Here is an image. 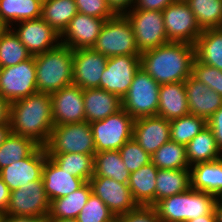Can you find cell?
<instances>
[{
    "label": "cell",
    "instance_id": "6da1fadb",
    "mask_svg": "<svg viewBox=\"0 0 222 222\" xmlns=\"http://www.w3.org/2000/svg\"><path fill=\"white\" fill-rule=\"evenodd\" d=\"M141 68L160 85L185 82L192 75L194 45L169 41L140 54Z\"/></svg>",
    "mask_w": 222,
    "mask_h": 222
},
{
    "label": "cell",
    "instance_id": "7a4b0ae2",
    "mask_svg": "<svg viewBox=\"0 0 222 222\" xmlns=\"http://www.w3.org/2000/svg\"><path fill=\"white\" fill-rule=\"evenodd\" d=\"M11 132L45 146L54 127L50 94L37 92L11 103Z\"/></svg>",
    "mask_w": 222,
    "mask_h": 222
},
{
    "label": "cell",
    "instance_id": "3957f363",
    "mask_svg": "<svg viewBox=\"0 0 222 222\" xmlns=\"http://www.w3.org/2000/svg\"><path fill=\"white\" fill-rule=\"evenodd\" d=\"M34 60L38 92L52 94L73 84V49L60 43Z\"/></svg>",
    "mask_w": 222,
    "mask_h": 222
},
{
    "label": "cell",
    "instance_id": "277c9868",
    "mask_svg": "<svg viewBox=\"0 0 222 222\" xmlns=\"http://www.w3.org/2000/svg\"><path fill=\"white\" fill-rule=\"evenodd\" d=\"M215 200L214 195L190 187L183 193L158 201L153 207L162 222H187L209 214Z\"/></svg>",
    "mask_w": 222,
    "mask_h": 222
},
{
    "label": "cell",
    "instance_id": "5b68a950",
    "mask_svg": "<svg viewBox=\"0 0 222 222\" xmlns=\"http://www.w3.org/2000/svg\"><path fill=\"white\" fill-rule=\"evenodd\" d=\"M92 48L107 58L141 54L136 45L130 21L126 15L118 14L105 21Z\"/></svg>",
    "mask_w": 222,
    "mask_h": 222
},
{
    "label": "cell",
    "instance_id": "8992f818",
    "mask_svg": "<svg viewBox=\"0 0 222 222\" xmlns=\"http://www.w3.org/2000/svg\"><path fill=\"white\" fill-rule=\"evenodd\" d=\"M44 147L47 154L96 153L91 125L86 121L54 125Z\"/></svg>",
    "mask_w": 222,
    "mask_h": 222
},
{
    "label": "cell",
    "instance_id": "52a82bcc",
    "mask_svg": "<svg viewBox=\"0 0 222 222\" xmlns=\"http://www.w3.org/2000/svg\"><path fill=\"white\" fill-rule=\"evenodd\" d=\"M160 86L140 67L122 99L123 109L134 119L158 115Z\"/></svg>",
    "mask_w": 222,
    "mask_h": 222
},
{
    "label": "cell",
    "instance_id": "ba28073f",
    "mask_svg": "<svg viewBox=\"0 0 222 222\" xmlns=\"http://www.w3.org/2000/svg\"><path fill=\"white\" fill-rule=\"evenodd\" d=\"M135 119L124 109L107 118L90 123L96 152L119 150L133 138Z\"/></svg>",
    "mask_w": 222,
    "mask_h": 222
},
{
    "label": "cell",
    "instance_id": "9c48e42d",
    "mask_svg": "<svg viewBox=\"0 0 222 222\" xmlns=\"http://www.w3.org/2000/svg\"><path fill=\"white\" fill-rule=\"evenodd\" d=\"M125 15L133 27L136 45L141 53L169 42L162 11L133 7Z\"/></svg>",
    "mask_w": 222,
    "mask_h": 222
},
{
    "label": "cell",
    "instance_id": "30bf717a",
    "mask_svg": "<svg viewBox=\"0 0 222 222\" xmlns=\"http://www.w3.org/2000/svg\"><path fill=\"white\" fill-rule=\"evenodd\" d=\"M34 56L0 70V95L10 103L37 93Z\"/></svg>",
    "mask_w": 222,
    "mask_h": 222
},
{
    "label": "cell",
    "instance_id": "8fae6325",
    "mask_svg": "<svg viewBox=\"0 0 222 222\" xmlns=\"http://www.w3.org/2000/svg\"><path fill=\"white\" fill-rule=\"evenodd\" d=\"M169 41L195 44L203 30L185 0H175L162 11Z\"/></svg>",
    "mask_w": 222,
    "mask_h": 222
},
{
    "label": "cell",
    "instance_id": "7c38bea8",
    "mask_svg": "<svg viewBox=\"0 0 222 222\" xmlns=\"http://www.w3.org/2000/svg\"><path fill=\"white\" fill-rule=\"evenodd\" d=\"M50 200L43 179L31 181L10 192V201L5 215L40 217L48 216Z\"/></svg>",
    "mask_w": 222,
    "mask_h": 222
},
{
    "label": "cell",
    "instance_id": "4fadbf2b",
    "mask_svg": "<svg viewBox=\"0 0 222 222\" xmlns=\"http://www.w3.org/2000/svg\"><path fill=\"white\" fill-rule=\"evenodd\" d=\"M140 67V55L109 57L100 79V89L123 99Z\"/></svg>",
    "mask_w": 222,
    "mask_h": 222
},
{
    "label": "cell",
    "instance_id": "5bb4252c",
    "mask_svg": "<svg viewBox=\"0 0 222 222\" xmlns=\"http://www.w3.org/2000/svg\"><path fill=\"white\" fill-rule=\"evenodd\" d=\"M10 28L32 56L49 51L60 44V34L41 17L17 22Z\"/></svg>",
    "mask_w": 222,
    "mask_h": 222
},
{
    "label": "cell",
    "instance_id": "9a60e30c",
    "mask_svg": "<svg viewBox=\"0 0 222 222\" xmlns=\"http://www.w3.org/2000/svg\"><path fill=\"white\" fill-rule=\"evenodd\" d=\"M88 182L92 193L107 205L116 218L138 207L128 183H119L115 179L104 176H92Z\"/></svg>",
    "mask_w": 222,
    "mask_h": 222
},
{
    "label": "cell",
    "instance_id": "2e32d148",
    "mask_svg": "<svg viewBox=\"0 0 222 222\" xmlns=\"http://www.w3.org/2000/svg\"><path fill=\"white\" fill-rule=\"evenodd\" d=\"M54 125L85 122L83 89L71 84L50 94Z\"/></svg>",
    "mask_w": 222,
    "mask_h": 222
},
{
    "label": "cell",
    "instance_id": "e0dca14e",
    "mask_svg": "<svg viewBox=\"0 0 222 222\" xmlns=\"http://www.w3.org/2000/svg\"><path fill=\"white\" fill-rule=\"evenodd\" d=\"M47 157L45 147L39 146L30 156L14 161L0 169V177L10 191L18 189L31 181H37L42 178Z\"/></svg>",
    "mask_w": 222,
    "mask_h": 222
},
{
    "label": "cell",
    "instance_id": "ac0fdd59",
    "mask_svg": "<svg viewBox=\"0 0 222 222\" xmlns=\"http://www.w3.org/2000/svg\"><path fill=\"white\" fill-rule=\"evenodd\" d=\"M108 58L93 48L73 50V84L82 89L100 88Z\"/></svg>",
    "mask_w": 222,
    "mask_h": 222
},
{
    "label": "cell",
    "instance_id": "d6986e66",
    "mask_svg": "<svg viewBox=\"0 0 222 222\" xmlns=\"http://www.w3.org/2000/svg\"><path fill=\"white\" fill-rule=\"evenodd\" d=\"M106 20L78 12L60 35V43L73 50L92 48Z\"/></svg>",
    "mask_w": 222,
    "mask_h": 222
},
{
    "label": "cell",
    "instance_id": "ffe728a7",
    "mask_svg": "<svg viewBox=\"0 0 222 222\" xmlns=\"http://www.w3.org/2000/svg\"><path fill=\"white\" fill-rule=\"evenodd\" d=\"M133 138L152 155L164 143L170 141V120L155 115L135 119Z\"/></svg>",
    "mask_w": 222,
    "mask_h": 222
},
{
    "label": "cell",
    "instance_id": "44dd1931",
    "mask_svg": "<svg viewBox=\"0 0 222 222\" xmlns=\"http://www.w3.org/2000/svg\"><path fill=\"white\" fill-rule=\"evenodd\" d=\"M185 83L189 114L206 121L222 107V96L190 75Z\"/></svg>",
    "mask_w": 222,
    "mask_h": 222
},
{
    "label": "cell",
    "instance_id": "7402d4cb",
    "mask_svg": "<svg viewBox=\"0 0 222 222\" xmlns=\"http://www.w3.org/2000/svg\"><path fill=\"white\" fill-rule=\"evenodd\" d=\"M42 179L50 202L82 187L86 181L62 170L50 157L46 158Z\"/></svg>",
    "mask_w": 222,
    "mask_h": 222
},
{
    "label": "cell",
    "instance_id": "603a6c76",
    "mask_svg": "<svg viewBox=\"0 0 222 222\" xmlns=\"http://www.w3.org/2000/svg\"><path fill=\"white\" fill-rule=\"evenodd\" d=\"M85 121L92 123L123 109L122 99L100 88L83 89Z\"/></svg>",
    "mask_w": 222,
    "mask_h": 222
},
{
    "label": "cell",
    "instance_id": "cb8c5ba5",
    "mask_svg": "<svg viewBox=\"0 0 222 222\" xmlns=\"http://www.w3.org/2000/svg\"><path fill=\"white\" fill-rule=\"evenodd\" d=\"M189 114L184 82L162 84L159 89L158 116L173 120Z\"/></svg>",
    "mask_w": 222,
    "mask_h": 222
},
{
    "label": "cell",
    "instance_id": "d4e9b609",
    "mask_svg": "<svg viewBox=\"0 0 222 222\" xmlns=\"http://www.w3.org/2000/svg\"><path fill=\"white\" fill-rule=\"evenodd\" d=\"M158 168L152 163L130 173L128 186L138 206L155 205L156 176Z\"/></svg>",
    "mask_w": 222,
    "mask_h": 222
},
{
    "label": "cell",
    "instance_id": "484cf974",
    "mask_svg": "<svg viewBox=\"0 0 222 222\" xmlns=\"http://www.w3.org/2000/svg\"><path fill=\"white\" fill-rule=\"evenodd\" d=\"M191 188L220 197L222 195V158L190 167Z\"/></svg>",
    "mask_w": 222,
    "mask_h": 222
},
{
    "label": "cell",
    "instance_id": "4316f807",
    "mask_svg": "<svg viewBox=\"0 0 222 222\" xmlns=\"http://www.w3.org/2000/svg\"><path fill=\"white\" fill-rule=\"evenodd\" d=\"M194 49L197 61L222 71V28L203 30Z\"/></svg>",
    "mask_w": 222,
    "mask_h": 222
},
{
    "label": "cell",
    "instance_id": "83f0119b",
    "mask_svg": "<svg viewBox=\"0 0 222 222\" xmlns=\"http://www.w3.org/2000/svg\"><path fill=\"white\" fill-rule=\"evenodd\" d=\"M155 181L156 204L166 197L183 193L191 187L190 168L158 169Z\"/></svg>",
    "mask_w": 222,
    "mask_h": 222
},
{
    "label": "cell",
    "instance_id": "f1b7e54d",
    "mask_svg": "<svg viewBox=\"0 0 222 222\" xmlns=\"http://www.w3.org/2000/svg\"><path fill=\"white\" fill-rule=\"evenodd\" d=\"M186 156L190 167L222 158V152L217 147L213 132L208 126L186 145Z\"/></svg>",
    "mask_w": 222,
    "mask_h": 222
},
{
    "label": "cell",
    "instance_id": "f546056e",
    "mask_svg": "<svg viewBox=\"0 0 222 222\" xmlns=\"http://www.w3.org/2000/svg\"><path fill=\"white\" fill-rule=\"evenodd\" d=\"M43 0H0V19L10 28L13 24L40 18Z\"/></svg>",
    "mask_w": 222,
    "mask_h": 222
},
{
    "label": "cell",
    "instance_id": "4dcf8cb0",
    "mask_svg": "<svg viewBox=\"0 0 222 222\" xmlns=\"http://www.w3.org/2000/svg\"><path fill=\"white\" fill-rule=\"evenodd\" d=\"M92 189L89 182L65 197L54 199L50 202L48 218L76 219L82 208L87 203Z\"/></svg>",
    "mask_w": 222,
    "mask_h": 222
},
{
    "label": "cell",
    "instance_id": "1f68e13d",
    "mask_svg": "<svg viewBox=\"0 0 222 222\" xmlns=\"http://www.w3.org/2000/svg\"><path fill=\"white\" fill-rule=\"evenodd\" d=\"M77 13L75 0H43L41 18L60 35Z\"/></svg>",
    "mask_w": 222,
    "mask_h": 222
},
{
    "label": "cell",
    "instance_id": "d6a6232c",
    "mask_svg": "<svg viewBox=\"0 0 222 222\" xmlns=\"http://www.w3.org/2000/svg\"><path fill=\"white\" fill-rule=\"evenodd\" d=\"M94 175L115 179L119 183H128L130 172L127 170L119 150L96 152L94 155Z\"/></svg>",
    "mask_w": 222,
    "mask_h": 222
},
{
    "label": "cell",
    "instance_id": "836d02e7",
    "mask_svg": "<svg viewBox=\"0 0 222 222\" xmlns=\"http://www.w3.org/2000/svg\"><path fill=\"white\" fill-rule=\"evenodd\" d=\"M39 146L34 140L11 132L0 146V169L30 156Z\"/></svg>",
    "mask_w": 222,
    "mask_h": 222
},
{
    "label": "cell",
    "instance_id": "e575fe53",
    "mask_svg": "<svg viewBox=\"0 0 222 222\" xmlns=\"http://www.w3.org/2000/svg\"><path fill=\"white\" fill-rule=\"evenodd\" d=\"M62 170L88 182L94 175V155L82 153L47 154Z\"/></svg>",
    "mask_w": 222,
    "mask_h": 222
},
{
    "label": "cell",
    "instance_id": "d590c367",
    "mask_svg": "<svg viewBox=\"0 0 222 222\" xmlns=\"http://www.w3.org/2000/svg\"><path fill=\"white\" fill-rule=\"evenodd\" d=\"M151 162L158 169L190 168L186 156V145L168 141L151 155Z\"/></svg>",
    "mask_w": 222,
    "mask_h": 222
},
{
    "label": "cell",
    "instance_id": "8d00e7d4",
    "mask_svg": "<svg viewBox=\"0 0 222 222\" xmlns=\"http://www.w3.org/2000/svg\"><path fill=\"white\" fill-rule=\"evenodd\" d=\"M202 30L222 27V0H185Z\"/></svg>",
    "mask_w": 222,
    "mask_h": 222
},
{
    "label": "cell",
    "instance_id": "74e56055",
    "mask_svg": "<svg viewBox=\"0 0 222 222\" xmlns=\"http://www.w3.org/2000/svg\"><path fill=\"white\" fill-rule=\"evenodd\" d=\"M207 127V121L196 115L188 114L170 120V139L187 145L198 133Z\"/></svg>",
    "mask_w": 222,
    "mask_h": 222
},
{
    "label": "cell",
    "instance_id": "f35d334b",
    "mask_svg": "<svg viewBox=\"0 0 222 222\" xmlns=\"http://www.w3.org/2000/svg\"><path fill=\"white\" fill-rule=\"evenodd\" d=\"M32 55L22 44L20 39L11 28L0 38V66L1 68L11 67L19 64Z\"/></svg>",
    "mask_w": 222,
    "mask_h": 222
},
{
    "label": "cell",
    "instance_id": "ab89813d",
    "mask_svg": "<svg viewBox=\"0 0 222 222\" xmlns=\"http://www.w3.org/2000/svg\"><path fill=\"white\" fill-rule=\"evenodd\" d=\"M76 220L77 222H116L117 218L98 196L91 193Z\"/></svg>",
    "mask_w": 222,
    "mask_h": 222
},
{
    "label": "cell",
    "instance_id": "60d3db41",
    "mask_svg": "<svg viewBox=\"0 0 222 222\" xmlns=\"http://www.w3.org/2000/svg\"><path fill=\"white\" fill-rule=\"evenodd\" d=\"M120 156L127 168L132 173L151 162V155H149L134 138L128 140L119 149Z\"/></svg>",
    "mask_w": 222,
    "mask_h": 222
},
{
    "label": "cell",
    "instance_id": "b9f144b4",
    "mask_svg": "<svg viewBox=\"0 0 222 222\" xmlns=\"http://www.w3.org/2000/svg\"><path fill=\"white\" fill-rule=\"evenodd\" d=\"M192 76L222 96V71L194 59Z\"/></svg>",
    "mask_w": 222,
    "mask_h": 222
},
{
    "label": "cell",
    "instance_id": "7bdbcfd3",
    "mask_svg": "<svg viewBox=\"0 0 222 222\" xmlns=\"http://www.w3.org/2000/svg\"><path fill=\"white\" fill-rule=\"evenodd\" d=\"M80 13L102 19H109L116 14L111 10L107 0H75Z\"/></svg>",
    "mask_w": 222,
    "mask_h": 222
},
{
    "label": "cell",
    "instance_id": "ee69618b",
    "mask_svg": "<svg viewBox=\"0 0 222 222\" xmlns=\"http://www.w3.org/2000/svg\"><path fill=\"white\" fill-rule=\"evenodd\" d=\"M117 222H162L152 206H138L133 211L117 217Z\"/></svg>",
    "mask_w": 222,
    "mask_h": 222
},
{
    "label": "cell",
    "instance_id": "f6af8a7d",
    "mask_svg": "<svg viewBox=\"0 0 222 222\" xmlns=\"http://www.w3.org/2000/svg\"><path fill=\"white\" fill-rule=\"evenodd\" d=\"M207 126L212 130L217 147L222 152V107L207 120Z\"/></svg>",
    "mask_w": 222,
    "mask_h": 222
},
{
    "label": "cell",
    "instance_id": "bcb514c9",
    "mask_svg": "<svg viewBox=\"0 0 222 222\" xmlns=\"http://www.w3.org/2000/svg\"><path fill=\"white\" fill-rule=\"evenodd\" d=\"M175 0H136L134 8L138 10H158L163 11L166 6Z\"/></svg>",
    "mask_w": 222,
    "mask_h": 222
},
{
    "label": "cell",
    "instance_id": "7dc6e473",
    "mask_svg": "<svg viewBox=\"0 0 222 222\" xmlns=\"http://www.w3.org/2000/svg\"><path fill=\"white\" fill-rule=\"evenodd\" d=\"M136 0H107L111 10L117 15H125L135 5Z\"/></svg>",
    "mask_w": 222,
    "mask_h": 222
},
{
    "label": "cell",
    "instance_id": "c3c4849f",
    "mask_svg": "<svg viewBox=\"0 0 222 222\" xmlns=\"http://www.w3.org/2000/svg\"><path fill=\"white\" fill-rule=\"evenodd\" d=\"M1 222H48V217L16 216L4 214Z\"/></svg>",
    "mask_w": 222,
    "mask_h": 222
},
{
    "label": "cell",
    "instance_id": "681fc988",
    "mask_svg": "<svg viewBox=\"0 0 222 222\" xmlns=\"http://www.w3.org/2000/svg\"><path fill=\"white\" fill-rule=\"evenodd\" d=\"M11 103L0 95V125L10 124Z\"/></svg>",
    "mask_w": 222,
    "mask_h": 222
},
{
    "label": "cell",
    "instance_id": "f907efd6",
    "mask_svg": "<svg viewBox=\"0 0 222 222\" xmlns=\"http://www.w3.org/2000/svg\"><path fill=\"white\" fill-rule=\"evenodd\" d=\"M10 190L9 187L3 182L2 178L0 177V212L5 213L9 201H10Z\"/></svg>",
    "mask_w": 222,
    "mask_h": 222
},
{
    "label": "cell",
    "instance_id": "816d5d0a",
    "mask_svg": "<svg viewBox=\"0 0 222 222\" xmlns=\"http://www.w3.org/2000/svg\"><path fill=\"white\" fill-rule=\"evenodd\" d=\"M187 222H216V215L214 209L209 214L202 215L195 219H191Z\"/></svg>",
    "mask_w": 222,
    "mask_h": 222
},
{
    "label": "cell",
    "instance_id": "f5cc1de1",
    "mask_svg": "<svg viewBox=\"0 0 222 222\" xmlns=\"http://www.w3.org/2000/svg\"><path fill=\"white\" fill-rule=\"evenodd\" d=\"M214 212L216 215V222H222V198L216 197L214 203Z\"/></svg>",
    "mask_w": 222,
    "mask_h": 222
},
{
    "label": "cell",
    "instance_id": "db71d44e",
    "mask_svg": "<svg viewBox=\"0 0 222 222\" xmlns=\"http://www.w3.org/2000/svg\"><path fill=\"white\" fill-rule=\"evenodd\" d=\"M10 133H11L10 124L0 125V146L3 144V142L6 140V138Z\"/></svg>",
    "mask_w": 222,
    "mask_h": 222
},
{
    "label": "cell",
    "instance_id": "11a10c76",
    "mask_svg": "<svg viewBox=\"0 0 222 222\" xmlns=\"http://www.w3.org/2000/svg\"><path fill=\"white\" fill-rule=\"evenodd\" d=\"M48 222H77V220L72 218H48Z\"/></svg>",
    "mask_w": 222,
    "mask_h": 222
},
{
    "label": "cell",
    "instance_id": "9f6ffc18",
    "mask_svg": "<svg viewBox=\"0 0 222 222\" xmlns=\"http://www.w3.org/2000/svg\"><path fill=\"white\" fill-rule=\"evenodd\" d=\"M8 28L9 27L0 19V38L4 35Z\"/></svg>",
    "mask_w": 222,
    "mask_h": 222
},
{
    "label": "cell",
    "instance_id": "6f0895ef",
    "mask_svg": "<svg viewBox=\"0 0 222 222\" xmlns=\"http://www.w3.org/2000/svg\"><path fill=\"white\" fill-rule=\"evenodd\" d=\"M3 216H4V213L0 212V222L2 221Z\"/></svg>",
    "mask_w": 222,
    "mask_h": 222
}]
</instances>
